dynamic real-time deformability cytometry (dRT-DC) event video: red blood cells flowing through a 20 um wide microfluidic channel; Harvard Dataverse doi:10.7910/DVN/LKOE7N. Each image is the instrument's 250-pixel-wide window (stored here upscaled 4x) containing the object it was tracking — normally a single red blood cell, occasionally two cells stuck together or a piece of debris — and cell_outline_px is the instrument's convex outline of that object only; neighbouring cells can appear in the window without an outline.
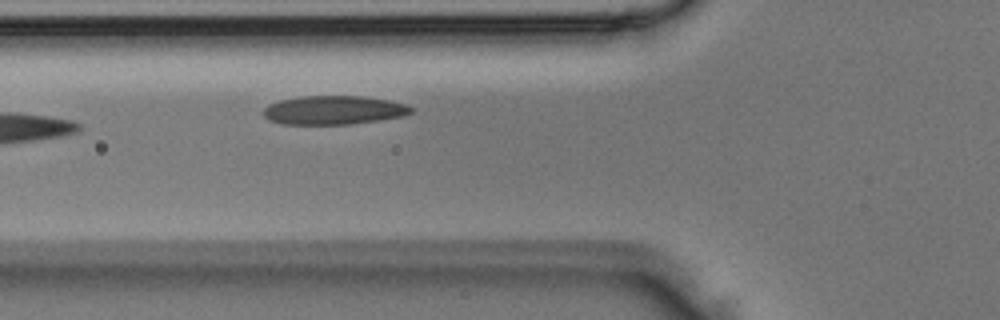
{"species": "Egyptian fruit bat (a non-hibernating species)", "species_latin": "Rousettus aegyptiacus", "temperature_condition": "room temperature", "stored_images_in_passage": 2, "camera_frame_rate_fps": 3000, "um_per_image_px": 0.085, "animal": {"sex": "male"}, "frame": {"image": 1, "passage_image": 2, "time_ms": 0.333, "image_size_px": [1000, 320], "cell_outline_px": [[412, 112], [404, 116], [348, 124], [284, 124], [268, 120], [264, 116], [264, 108], [268, 104], [280, 100], [300, 96], [360, 96], [388, 100], [408, 104], [412, 108]], "centroid_in_image_um": [28.35, 9.35], "position_along_channel_um": 97.5, "area_um2": 24.68}}